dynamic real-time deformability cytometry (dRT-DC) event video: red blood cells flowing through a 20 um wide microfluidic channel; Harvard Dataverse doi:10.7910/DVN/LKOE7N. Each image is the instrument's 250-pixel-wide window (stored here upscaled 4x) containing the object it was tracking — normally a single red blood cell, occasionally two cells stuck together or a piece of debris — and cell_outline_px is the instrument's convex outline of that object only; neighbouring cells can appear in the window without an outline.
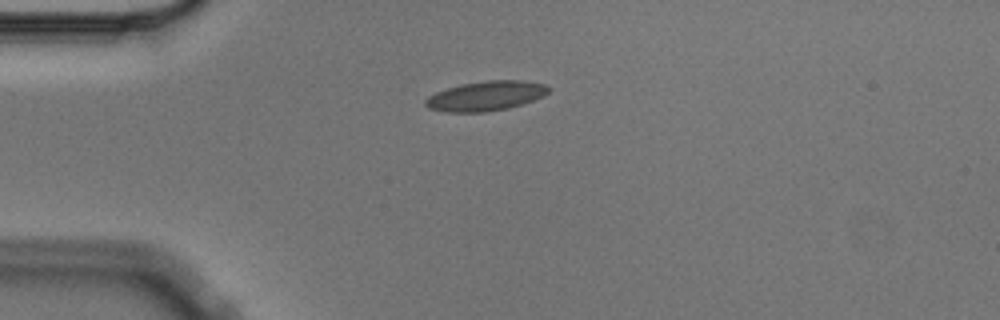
{"species": "Egyptian fruit bat (a non-hibernating species)", "species_latin": "Rousettus aegyptiacus", "temperature_condition": "cold", "stored_images_in_passage": 7, "camera_frame_rate_fps": 3000, "um_per_image_px": 0.085, "animal": {"sex": "male"}, "frame": {"image": 1, "passage_image": 1, "time_ms": 0.0, "image_size_px": [1000, 320], "cell_outline_px": [[552, 88], [544, 96], [508, 108], [484, 112], [444, 112], [428, 108], [424, 104], [424, 100], [428, 96], [436, 92], [460, 84], [488, 80], [524, 80], [544, 84]], "centroid_in_image_um": [41.28, 8.15], "position_along_channel_um": 43.7, "area_um2": 21.33}}
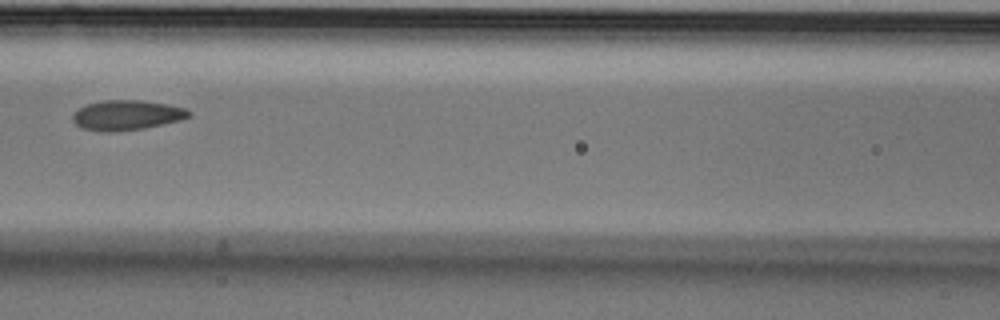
{"frame": {"image": 2, "passage_image": 4, "time_ms": 1.0, "image_size_px": [1000, 320], "cell_outline_px": [[192, 116], [180, 120], [144, 128], [116, 132], [100, 132], [80, 128], [72, 120], [72, 112], [84, 104], [104, 100], [144, 100], [168, 104], [184, 108], [192, 112]], "centroid_in_image_um": [10.73, 9.79], "position_along_channel_um": 155.9, "area_um2": 20.69}}
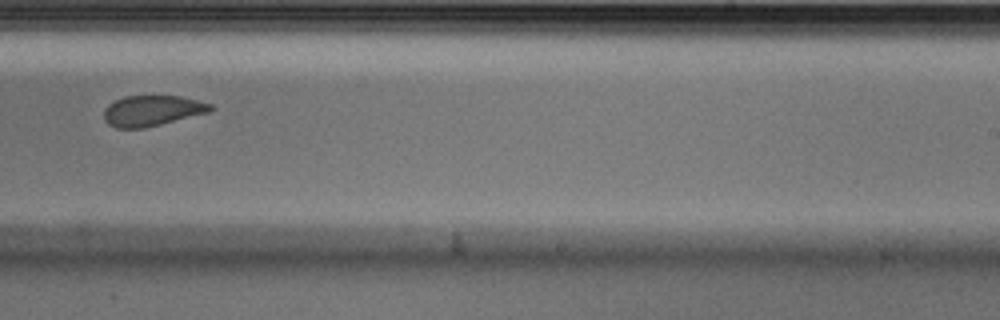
{"frame": {"image": 3, "passage_image": 7, "time_ms": 2.0, "image_size_px": [1000, 320], "cell_outline_px": [[212, 108], [208, 112], [144, 128], [116, 128], [108, 124], [104, 120], [104, 108], [108, 104], [124, 96], [180, 96], [212, 104]], "centroid_in_image_um": [12.87, 9.41], "position_along_channel_um": 276.1, "area_um2": 18.79}}